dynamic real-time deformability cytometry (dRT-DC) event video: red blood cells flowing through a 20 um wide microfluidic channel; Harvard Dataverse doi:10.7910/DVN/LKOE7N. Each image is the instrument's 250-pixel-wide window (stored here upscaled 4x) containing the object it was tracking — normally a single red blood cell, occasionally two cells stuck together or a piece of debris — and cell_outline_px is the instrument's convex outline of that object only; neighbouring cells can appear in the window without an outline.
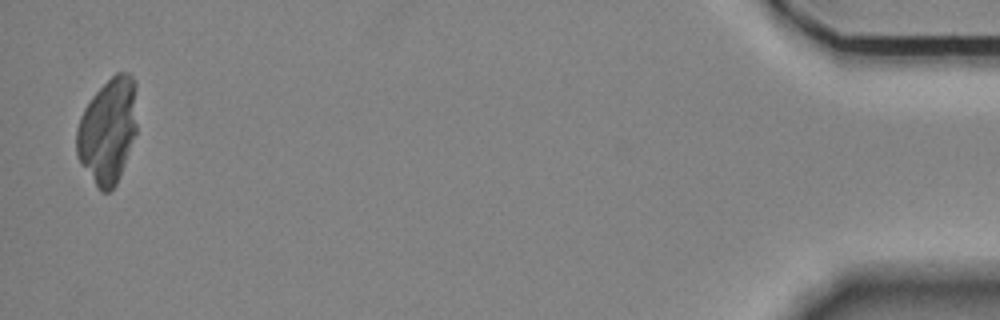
{"species": "Egyptian fruit bat (a non-hibernating species)", "species_latin": "Rousettus aegyptiacus", "temperature_condition": "room temperature", "stored_images_in_passage": 56, "camera_frame_rate_fps": 3000, "um_per_image_px": 0.085, "animal": {"sex": "female"}, "frame": {"image": 1, "passage_image": 55, "time_ms": 18.0, "image_size_px": [1000, 320], "cell_outline_px": [[136, 132], [120, 176], [116, 184], [108, 192], [100, 192], [80, 160], [76, 152], [76, 128], [80, 116], [84, 108], [92, 96], [116, 72], [128, 72], [132, 76], [136, 84]], "centroid_in_image_um": [9.17, 11.08], "position_along_channel_um": 426.0, "area_um2": 36.99}}